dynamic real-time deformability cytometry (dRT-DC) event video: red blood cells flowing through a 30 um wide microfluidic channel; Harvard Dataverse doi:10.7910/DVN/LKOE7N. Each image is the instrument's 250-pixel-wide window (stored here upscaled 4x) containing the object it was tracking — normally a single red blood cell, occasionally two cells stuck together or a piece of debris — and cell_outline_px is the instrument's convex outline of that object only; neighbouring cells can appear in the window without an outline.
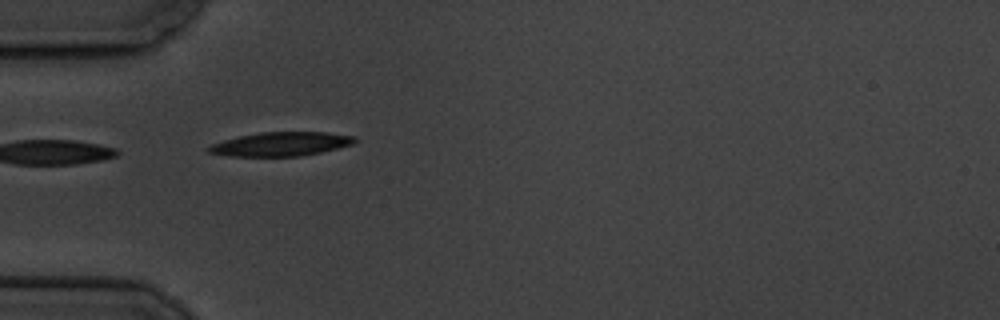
{"species": "common noctule bat (a hibernating species)", "species_latin": "Nyctalus noctula", "temperature_condition": "cold", "stored_images_in_passage": 3, "camera_frame_rate_fps": 3000, "um_per_image_px": 0.085, "animal": {"sex": "male", "body_mass_g": 19.5, "forearm_length_mm": 54.6}, "frame": {"image": 1, "passage_image": 1, "time_ms": 0.0, "image_size_px": [1000, 320], "cell_outline_px": [[356, 140], [352, 144], [320, 152], [300, 156], [228, 156], [208, 152], [208, 148], [212, 144], [224, 140], [240, 136], [260, 132], [328, 132], [356, 136]], "centroid_in_image_um": [23.89, 12.24], "position_along_channel_um": 61.1, "area_um2": 20.17}}